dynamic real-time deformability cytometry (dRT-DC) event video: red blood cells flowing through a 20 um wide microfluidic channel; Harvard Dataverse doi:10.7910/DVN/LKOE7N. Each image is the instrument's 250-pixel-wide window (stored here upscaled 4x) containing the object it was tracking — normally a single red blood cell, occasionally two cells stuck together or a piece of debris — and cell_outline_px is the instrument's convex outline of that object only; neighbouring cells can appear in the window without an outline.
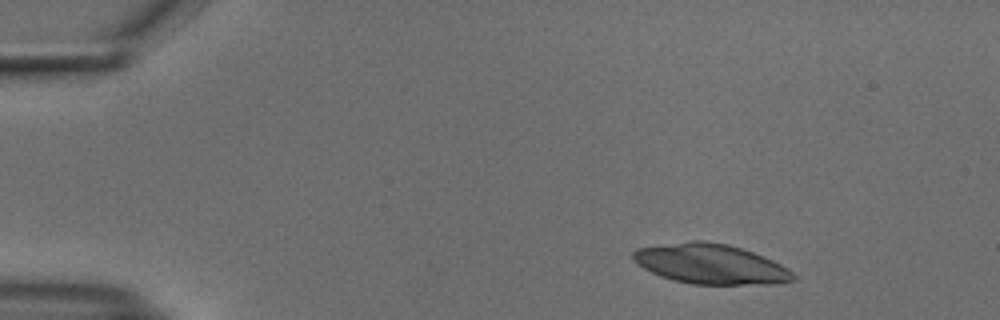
{"species": "common noctule bat (a hibernating species)", "species_latin": "Nyctalus noctula", "temperature_condition": "cold", "stored_images_in_passage": 48, "camera_frame_rate_fps": 3000, "um_per_image_px": 0.085, "animal": {"sex": "male", "body_mass_g": 18.8}, "frame": {"image": 1, "passage_image": 2, "time_ms": 0.333, "image_size_px": [1000, 320], "cell_outline_px": [[796, 280], [772, 284], [692, 284], [672, 280], [660, 276], [636, 264], [632, 260], [632, 252], [636, 248], [692, 240], [700, 240], [728, 244], [764, 256], [788, 268], [796, 276]], "centroid_in_image_um": [60.38, 22.44], "position_along_channel_um": 24.6, "area_um2": 37.34}}